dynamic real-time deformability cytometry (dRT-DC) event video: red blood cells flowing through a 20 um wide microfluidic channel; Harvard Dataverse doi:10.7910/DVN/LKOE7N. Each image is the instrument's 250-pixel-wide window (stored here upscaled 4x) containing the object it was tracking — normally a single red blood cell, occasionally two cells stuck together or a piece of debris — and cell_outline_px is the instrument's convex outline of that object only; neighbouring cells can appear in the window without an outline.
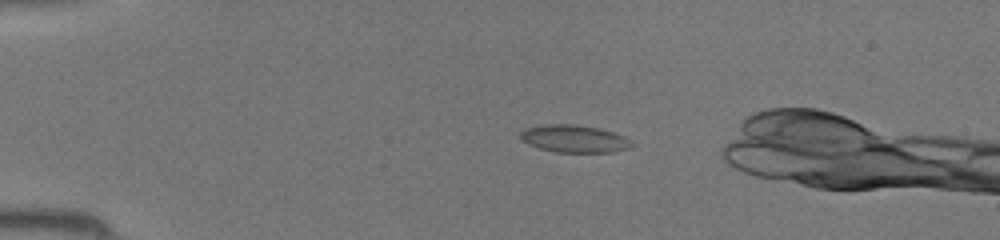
{"species": "common noctule bat (a hibernating species)", "species_latin": "Nyctalus noctula", "temperature_condition": "room temperature", "stored_images_in_passage": 33, "camera_frame_rate_fps": 3000, "um_per_image_px": 0.085, "animal": {"sex": "female", "body_mass_g": 19.5, "forearm_length_mm": 54.1}, "frame": {"image": 1, "passage_image": 1, "time_ms": 0.0, "image_size_px": [1000, 240], "cell_outline_px": [[636, 144], [628, 148], [612, 152], [556, 152], [540, 148], [528, 144], [520, 136], [520, 132], [524, 128], [544, 124], [572, 124], [600, 128], [624, 136], [632, 140]], "centroid_in_image_um": [48.83, 11.79], "position_along_channel_um": 36.2, "area_um2": 17.86}}
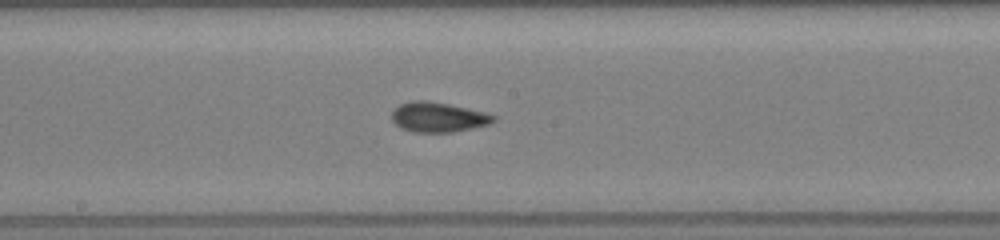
{"frame": {"image": 2, "passage_image": 16, "time_ms": 5.0, "image_size_px": [1000, 240], "cell_outline_px": [[496, 120], [488, 124], [472, 128], [452, 132], [412, 132], [400, 128], [392, 120], [392, 112], [400, 104], [412, 100], [428, 100], [448, 104], [484, 112], [496, 116]], "centroid_in_image_um": [37.22, 9.96], "position_along_channel_um": 211.0, "area_um2": 17.63}}
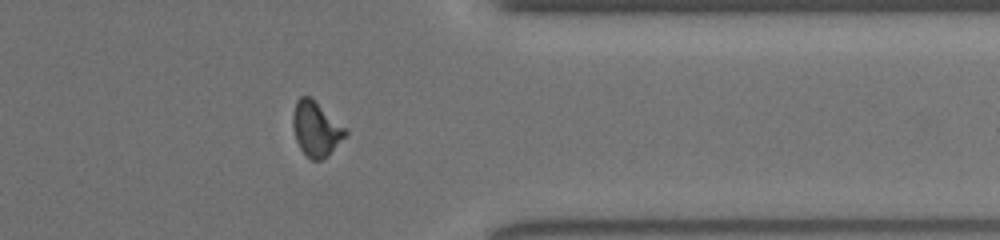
{"frame": {"image": 3, "passage_image": 28, "time_ms": 9.0, "image_size_px": [1000, 240], "cell_outline_px": [[348, 132], [328, 156], [320, 160], [312, 160], [300, 148], [296, 140], [292, 128], [292, 116], [296, 100], [300, 96], [312, 96], [348, 128]], "centroid_in_image_um": [26.87, 10.9], "position_along_channel_um": 384.5, "area_um2": 17.17}}